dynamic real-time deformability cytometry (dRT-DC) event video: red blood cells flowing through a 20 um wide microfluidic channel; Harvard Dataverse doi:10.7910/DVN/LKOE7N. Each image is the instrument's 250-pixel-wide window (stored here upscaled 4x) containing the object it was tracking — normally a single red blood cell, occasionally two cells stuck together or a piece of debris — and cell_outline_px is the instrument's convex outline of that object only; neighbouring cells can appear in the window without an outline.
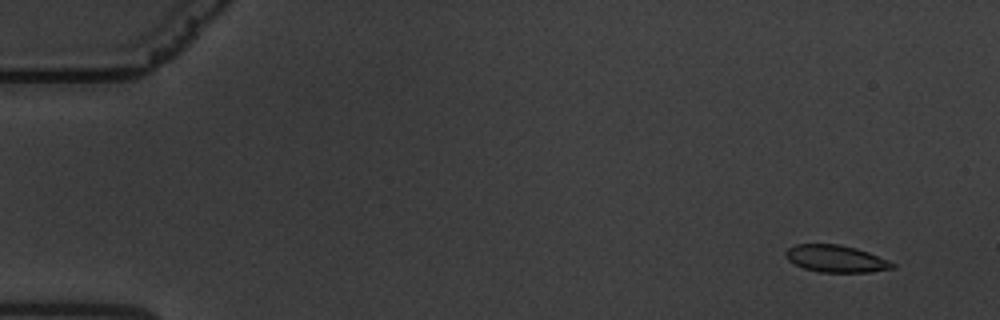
{"species": "common noctule bat (a hibernating species)", "species_latin": "Nyctalus noctula", "temperature_condition": "warm", "stored_images_in_passage": 62, "camera_frame_rate_fps": 3000, "um_per_image_px": 0.085, "animal": {"sex": "male", "body_mass_g": 19.5, "forearm_length_mm": 54.6}, "frame": {"image": 1, "passage_image": 5, "time_ms": 1.333, "image_size_px": [1000, 320], "cell_outline_px": [[896, 268], [868, 272], [820, 272], [804, 268], [788, 260], [784, 256], [784, 252], [788, 248], [796, 244], [840, 244], [856, 248], [868, 252], [888, 260], [896, 264]], "centroid_in_image_um": [71.05, 21.98], "position_along_channel_um": 13.9, "area_um2": 16.88}}
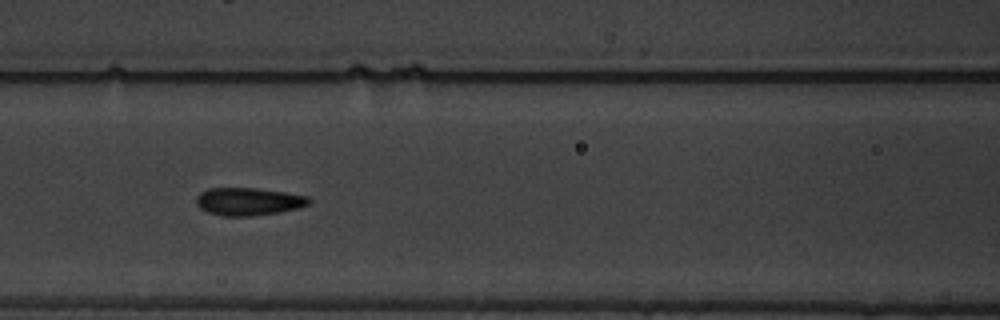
{"frame": {"image": 2, "passage_image": 28, "time_ms": 9.0, "image_size_px": [1000, 320], "cell_outline_px": [[312, 200], [308, 204], [300, 208], [280, 212], [252, 216], [220, 216], [208, 212], [200, 208], [196, 204], [196, 196], [200, 192], [208, 188], [256, 188], [284, 192], [308, 196]], "centroid_in_image_um": [21.11, 17.13], "position_along_channel_um": 145.5, "area_um2": 18.38}}
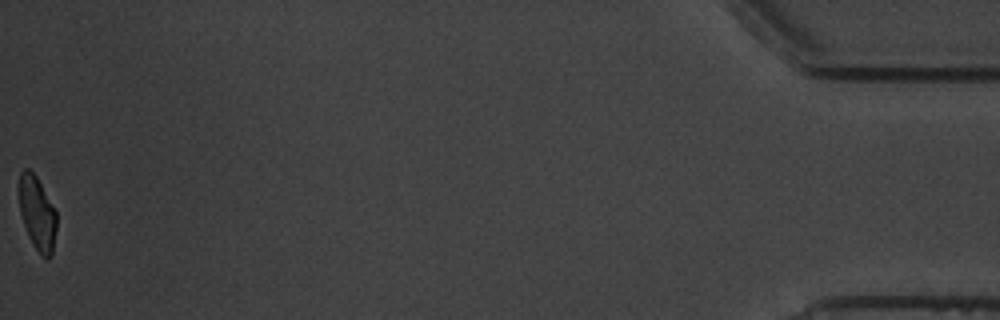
{"frame": {"image": 3, "passage_image": 62, "time_ms": 20.333, "image_size_px": [1000, 320], "cell_outline_px": [[56, 228], [52, 256], [48, 260], [44, 260], [28, 236], [20, 212], [16, 188], [20, 172], [24, 168], [28, 168], [36, 176], [56, 212]], "centroid_in_image_um": [3.12, 18.11], "position_along_channel_um": 432.1, "area_um2": 16.42}, "authors_computed_cell_mechanics": {"area_um2": 17.6868, "velocity_mm_per_s": 3.3707, "shape_relaxation_time_tau1_ms": 4.5629, "shape_relaxation_time_tau2_ms": 1.1955, "deformation_change_tau1": 0.1609, "deformation_change_tau2": 0.0612}}